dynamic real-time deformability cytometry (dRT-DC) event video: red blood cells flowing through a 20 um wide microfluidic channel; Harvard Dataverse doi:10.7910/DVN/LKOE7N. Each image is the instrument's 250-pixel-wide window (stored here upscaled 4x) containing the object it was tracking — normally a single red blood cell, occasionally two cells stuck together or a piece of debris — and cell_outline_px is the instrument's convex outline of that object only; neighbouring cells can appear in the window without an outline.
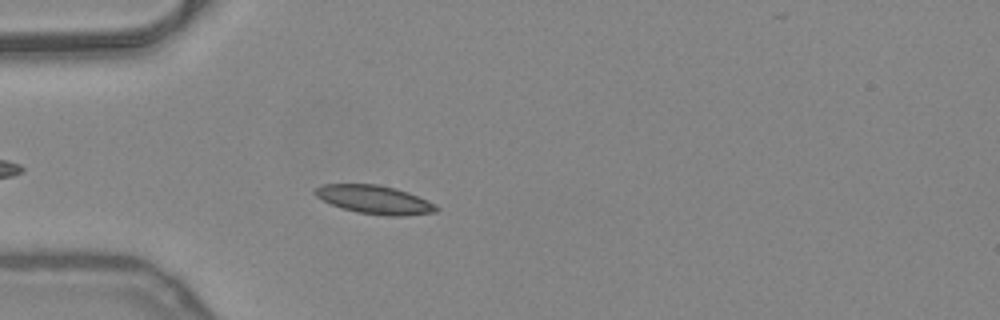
{"species": "common noctule bat (a hibernating species)", "species_latin": "Nyctalus noctula", "temperature_condition": "warm", "stored_images_in_passage": 45, "camera_frame_rate_fps": 3000, "um_per_image_px": 0.085, "animal": {"sex": "female", "body_mass_g": 24.6, "forearm_length_mm": 56.2}, "frame": {"image": 1, "passage_image": 8, "time_ms": 2.333, "image_size_px": [1000, 320], "cell_outline_px": [[440, 208], [436, 212], [404, 216], [388, 216], [356, 212], [332, 204], [316, 196], [312, 192], [316, 188], [324, 184], [380, 184], [396, 188], [408, 192], [436, 204]], "centroid_in_image_um": [31.87, 16.97], "position_along_channel_um": 53.1, "area_um2": 20.11}}
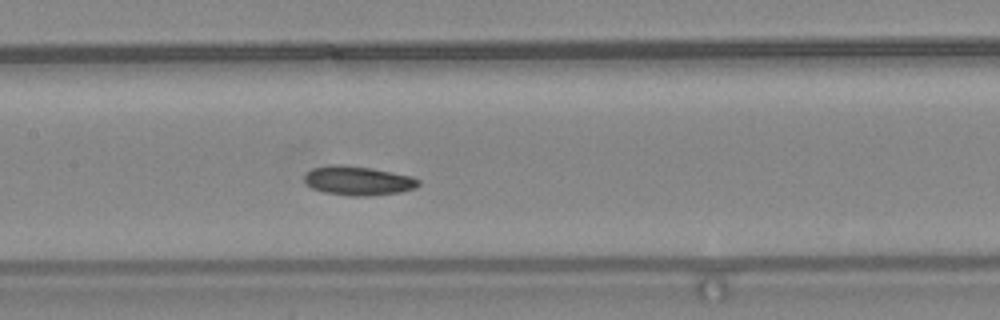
{"frame": {"image": 2, "passage_image": 18, "time_ms": 5.667, "image_size_px": [1000, 320], "cell_outline_px": [[420, 184], [416, 188], [400, 192], [368, 196], [348, 196], [324, 192], [312, 188], [304, 180], [304, 176], [312, 168], [328, 164], [340, 164], [372, 168], [412, 176], [420, 180]], "centroid_in_image_um": [30.44, 15.35], "position_along_channel_um": 177.0, "area_um2": 19.54}}
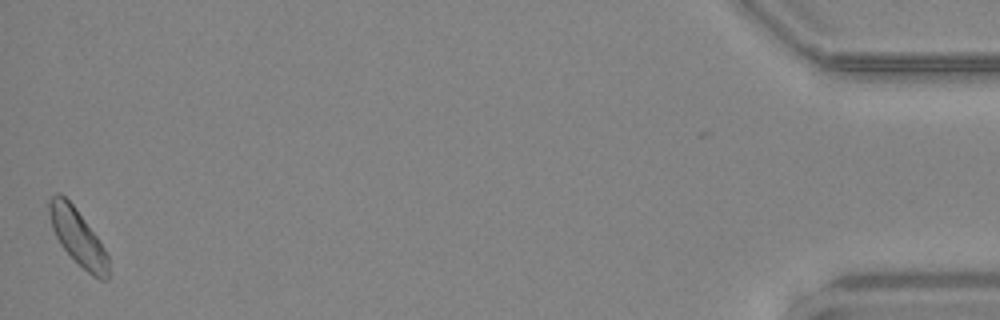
{"frame": {"image": 3, "passage_image": 44, "time_ms": 14.333, "image_size_px": [1000, 320], "cell_outline_px": [[108, 280], [100, 280], [92, 276], [60, 244], [52, 228], [48, 212], [48, 200], [56, 192], [60, 192], [76, 208], [100, 240], [108, 256]], "centroid_in_image_um": [6.6, 20.12], "position_along_channel_um": 428.6, "area_um2": 19.19}, "authors_computed_cell_mechanics": {"area_um2": 18.7272, "velocity_mm_per_s": 3.9949, "shape_relaxation_time_tau1_ms": null, "shape_relaxation_time_tau2_ms": 8.4096, "deformation_change_tau1": null, "deformation_change_tau2": 0.1356}}